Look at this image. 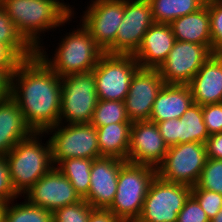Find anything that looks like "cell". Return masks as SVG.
Segmentation results:
<instances>
[{
    "label": "cell",
    "mask_w": 222,
    "mask_h": 222,
    "mask_svg": "<svg viewBox=\"0 0 222 222\" xmlns=\"http://www.w3.org/2000/svg\"><path fill=\"white\" fill-rule=\"evenodd\" d=\"M202 114L209 135L222 132V102L203 105Z\"/></svg>",
    "instance_id": "34"
},
{
    "label": "cell",
    "mask_w": 222,
    "mask_h": 222,
    "mask_svg": "<svg viewBox=\"0 0 222 222\" xmlns=\"http://www.w3.org/2000/svg\"><path fill=\"white\" fill-rule=\"evenodd\" d=\"M193 102L207 105L222 102V55L212 54L201 66L191 82Z\"/></svg>",
    "instance_id": "19"
},
{
    "label": "cell",
    "mask_w": 222,
    "mask_h": 222,
    "mask_svg": "<svg viewBox=\"0 0 222 222\" xmlns=\"http://www.w3.org/2000/svg\"><path fill=\"white\" fill-rule=\"evenodd\" d=\"M126 161L116 157L93 159L88 194L83 198L93 208L108 209L117 191L118 175Z\"/></svg>",
    "instance_id": "17"
},
{
    "label": "cell",
    "mask_w": 222,
    "mask_h": 222,
    "mask_svg": "<svg viewBox=\"0 0 222 222\" xmlns=\"http://www.w3.org/2000/svg\"><path fill=\"white\" fill-rule=\"evenodd\" d=\"M93 159L70 158L62 160L56 167L70 181L83 199L89 192Z\"/></svg>",
    "instance_id": "26"
},
{
    "label": "cell",
    "mask_w": 222,
    "mask_h": 222,
    "mask_svg": "<svg viewBox=\"0 0 222 222\" xmlns=\"http://www.w3.org/2000/svg\"><path fill=\"white\" fill-rule=\"evenodd\" d=\"M58 123L44 133H52V162L56 167L62 160L70 158L97 159L103 157L99 151L97 129L91 123Z\"/></svg>",
    "instance_id": "7"
},
{
    "label": "cell",
    "mask_w": 222,
    "mask_h": 222,
    "mask_svg": "<svg viewBox=\"0 0 222 222\" xmlns=\"http://www.w3.org/2000/svg\"><path fill=\"white\" fill-rule=\"evenodd\" d=\"M24 200L21 204H13L14 200L7 203L5 222H53V212Z\"/></svg>",
    "instance_id": "28"
},
{
    "label": "cell",
    "mask_w": 222,
    "mask_h": 222,
    "mask_svg": "<svg viewBox=\"0 0 222 222\" xmlns=\"http://www.w3.org/2000/svg\"><path fill=\"white\" fill-rule=\"evenodd\" d=\"M33 133L18 104L9 96L0 101V156Z\"/></svg>",
    "instance_id": "21"
},
{
    "label": "cell",
    "mask_w": 222,
    "mask_h": 222,
    "mask_svg": "<svg viewBox=\"0 0 222 222\" xmlns=\"http://www.w3.org/2000/svg\"><path fill=\"white\" fill-rule=\"evenodd\" d=\"M111 123H132L127 116L124 101L98 99L91 124L97 128Z\"/></svg>",
    "instance_id": "29"
},
{
    "label": "cell",
    "mask_w": 222,
    "mask_h": 222,
    "mask_svg": "<svg viewBox=\"0 0 222 222\" xmlns=\"http://www.w3.org/2000/svg\"><path fill=\"white\" fill-rule=\"evenodd\" d=\"M88 222H123L109 209L93 208L90 212Z\"/></svg>",
    "instance_id": "40"
},
{
    "label": "cell",
    "mask_w": 222,
    "mask_h": 222,
    "mask_svg": "<svg viewBox=\"0 0 222 222\" xmlns=\"http://www.w3.org/2000/svg\"><path fill=\"white\" fill-rule=\"evenodd\" d=\"M0 42L6 44L21 60L32 58L36 50L19 33L0 5Z\"/></svg>",
    "instance_id": "27"
},
{
    "label": "cell",
    "mask_w": 222,
    "mask_h": 222,
    "mask_svg": "<svg viewBox=\"0 0 222 222\" xmlns=\"http://www.w3.org/2000/svg\"><path fill=\"white\" fill-rule=\"evenodd\" d=\"M153 24L148 0H124V16L116 40L104 53L133 55Z\"/></svg>",
    "instance_id": "11"
},
{
    "label": "cell",
    "mask_w": 222,
    "mask_h": 222,
    "mask_svg": "<svg viewBox=\"0 0 222 222\" xmlns=\"http://www.w3.org/2000/svg\"><path fill=\"white\" fill-rule=\"evenodd\" d=\"M93 207L84 199L53 212V222H88Z\"/></svg>",
    "instance_id": "32"
},
{
    "label": "cell",
    "mask_w": 222,
    "mask_h": 222,
    "mask_svg": "<svg viewBox=\"0 0 222 222\" xmlns=\"http://www.w3.org/2000/svg\"><path fill=\"white\" fill-rule=\"evenodd\" d=\"M210 16V32L212 38L211 52L222 55V0L207 2Z\"/></svg>",
    "instance_id": "31"
},
{
    "label": "cell",
    "mask_w": 222,
    "mask_h": 222,
    "mask_svg": "<svg viewBox=\"0 0 222 222\" xmlns=\"http://www.w3.org/2000/svg\"><path fill=\"white\" fill-rule=\"evenodd\" d=\"M151 6L154 23L170 24L181 16L201 9L204 0H148Z\"/></svg>",
    "instance_id": "24"
},
{
    "label": "cell",
    "mask_w": 222,
    "mask_h": 222,
    "mask_svg": "<svg viewBox=\"0 0 222 222\" xmlns=\"http://www.w3.org/2000/svg\"><path fill=\"white\" fill-rule=\"evenodd\" d=\"M2 6L19 33L37 50L41 33L65 26L74 18V6L60 0H2ZM40 38V39H39Z\"/></svg>",
    "instance_id": "2"
},
{
    "label": "cell",
    "mask_w": 222,
    "mask_h": 222,
    "mask_svg": "<svg viewBox=\"0 0 222 222\" xmlns=\"http://www.w3.org/2000/svg\"><path fill=\"white\" fill-rule=\"evenodd\" d=\"M10 97L33 132H45L59 123L61 77L37 54L17 66L10 78Z\"/></svg>",
    "instance_id": "1"
},
{
    "label": "cell",
    "mask_w": 222,
    "mask_h": 222,
    "mask_svg": "<svg viewBox=\"0 0 222 222\" xmlns=\"http://www.w3.org/2000/svg\"><path fill=\"white\" fill-rule=\"evenodd\" d=\"M22 60L6 45L0 42V70L10 78Z\"/></svg>",
    "instance_id": "38"
},
{
    "label": "cell",
    "mask_w": 222,
    "mask_h": 222,
    "mask_svg": "<svg viewBox=\"0 0 222 222\" xmlns=\"http://www.w3.org/2000/svg\"><path fill=\"white\" fill-rule=\"evenodd\" d=\"M176 39L169 24L154 23L133 54L140 68L158 69L166 60Z\"/></svg>",
    "instance_id": "18"
},
{
    "label": "cell",
    "mask_w": 222,
    "mask_h": 222,
    "mask_svg": "<svg viewBox=\"0 0 222 222\" xmlns=\"http://www.w3.org/2000/svg\"><path fill=\"white\" fill-rule=\"evenodd\" d=\"M25 195L30 204L51 212L82 200L70 181L57 167H53L42 176Z\"/></svg>",
    "instance_id": "14"
},
{
    "label": "cell",
    "mask_w": 222,
    "mask_h": 222,
    "mask_svg": "<svg viewBox=\"0 0 222 222\" xmlns=\"http://www.w3.org/2000/svg\"><path fill=\"white\" fill-rule=\"evenodd\" d=\"M17 198L19 195L12 185L6 156H0V201L9 203Z\"/></svg>",
    "instance_id": "36"
},
{
    "label": "cell",
    "mask_w": 222,
    "mask_h": 222,
    "mask_svg": "<svg viewBox=\"0 0 222 222\" xmlns=\"http://www.w3.org/2000/svg\"><path fill=\"white\" fill-rule=\"evenodd\" d=\"M165 83L158 69L139 68L124 103L130 122L149 121L154 101Z\"/></svg>",
    "instance_id": "15"
},
{
    "label": "cell",
    "mask_w": 222,
    "mask_h": 222,
    "mask_svg": "<svg viewBox=\"0 0 222 222\" xmlns=\"http://www.w3.org/2000/svg\"><path fill=\"white\" fill-rule=\"evenodd\" d=\"M79 26L62 38L52 59L42 45L36 50V54L61 78L91 72L104 54L82 23Z\"/></svg>",
    "instance_id": "4"
},
{
    "label": "cell",
    "mask_w": 222,
    "mask_h": 222,
    "mask_svg": "<svg viewBox=\"0 0 222 222\" xmlns=\"http://www.w3.org/2000/svg\"><path fill=\"white\" fill-rule=\"evenodd\" d=\"M155 177V167L126 161L120 168L117 191L108 209L123 222H135Z\"/></svg>",
    "instance_id": "5"
},
{
    "label": "cell",
    "mask_w": 222,
    "mask_h": 222,
    "mask_svg": "<svg viewBox=\"0 0 222 222\" xmlns=\"http://www.w3.org/2000/svg\"><path fill=\"white\" fill-rule=\"evenodd\" d=\"M191 195L198 201L209 219H212L222 207V195L210 190L191 188Z\"/></svg>",
    "instance_id": "33"
},
{
    "label": "cell",
    "mask_w": 222,
    "mask_h": 222,
    "mask_svg": "<svg viewBox=\"0 0 222 222\" xmlns=\"http://www.w3.org/2000/svg\"><path fill=\"white\" fill-rule=\"evenodd\" d=\"M10 96V77L0 70V101Z\"/></svg>",
    "instance_id": "41"
},
{
    "label": "cell",
    "mask_w": 222,
    "mask_h": 222,
    "mask_svg": "<svg viewBox=\"0 0 222 222\" xmlns=\"http://www.w3.org/2000/svg\"><path fill=\"white\" fill-rule=\"evenodd\" d=\"M190 195L191 187L165 181L156 175L135 222H177L178 213Z\"/></svg>",
    "instance_id": "10"
},
{
    "label": "cell",
    "mask_w": 222,
    "mask_h": 222,
    "mask_svg": "<svg viewBox=\"0 0 222 222\" xmlns=\"http://www.w3.org/2000/svg\"><path fill=\"white\" fill-rule=\"evenodd\" d=\"M192 188L206 189L222 195V159L207 158L199 180Z\"/></svg>",
    "instance_id": "30"
},
{
    "label": "cell",
    "mask_w": 222,
    "mask_h": 222,
    "mask_svg": "<svg viewBox=\"0 0 222 222\" xmlns=\"http://www.w3.org/2000/svg\"><path fill=\"white\" fill-rule=\"evenodd\" d=\"M205 145L207 158L222 159V132L210 135Z\"/></svg>",
    "instance_id": "39"
},
{
    "label": "cell",
    "mask_w": 222,
    "mask_h": 222,
    "mask_svg": "<svg viewBox=\"0 0 222 222\" xmlns=\"http://www.w3.org/2000/svg\"><path fill=\"white\" fill-rule=\"evenodd\" d=\"M168 149L156 123L151 121L132 123L128 162L156 168L163 161Z\"/></svg>",
    "instance_id": "16"
},
{
    "label": "cell",
    "mask_w": 222,
    "mask_h": 222,
    "mask_svg": "<svg viewBox=\"0 0 222 222\" xmlns=\"http://www.w3.org/2000/svg\"><path fill=\"white\" fill-rule=\"evenodd\" d=\"M7 202L0 201V222H5Z\"/></svg>",
    "instance_id": "42"
},
{
    "label": "cell",
    "mask_w": 222,
    "mask_h": 222,
    "mask_svg": "<svg viewBox=\"0 0 222 222\" xmlns=\"http://www.w3.org/2000/svg\"><path fill=\"white\" fill-rule=\"evenodd\" d=\"M156 124L168 147L178 144L179 119H169Z\"/></svg>",
    "instance_id": "37"
},
{
    "label": "cell",
    "mask_w": 222,
    "mask_h": 222,
    "mask_svg": "<svg viewBox=\"0 0 222 222\" xmlns=\"http://www.w3.org/2000/svg\"><path fill=\"white\" fill-rule=\"evenodd\" d=\"M91 3L83 12L80 23L82 21L95 43L105 52L116 40L124 16V0H91Z\"/></svg>",
    "instance_id": "13"
},
{
    "label": "cell",
    "mask_w": 222,
    "mask_h": 222,
    "mask_svg": "<svg viewBox=\"0 0 222 222\" xmlns=\"http://www.w3.org/2000/svg\"><path fill=\"white\" fill-rule=\"evenodd\" d=\"M193 103L188 85L164 84L154 101L149 121L180 119Z\"/></svg>",
    "instance_id": "20"
},
{
    "label": "cell",
    "mask_w": 222,
    "mask_h": 222,
    "mask_svg": "<svg viewBox=\"0 0 222 222\" xmlns=\"http://www.w3.org/2000/svg\"><path fill=\"white\" fill-rule=\"evenodd\" d=\"M131 125L132 123H111L97 127L100 154L127 161Z\"/></svg>",
    "instance_id": "23"
},
{
    "label": "cell",
    "mask_w": 222,
    "mask_h": 222,
    "mask_svg": "<svg viewBox=\"0 0 222 222\" xmlns=\"http://www.w3.org/2000/svg\"><path fill=\"white\" fill-rule=\"evenodd\" d=\"M44 134L33 132L6 154L12 185L21 197L54 167L50 140L41 142Z\"/></svg>",
    "instance_id": "3"
},
{
    "label": "cell",
    "mask_w": 222,
    "mask_h": 222,
    "mask_svg": "<svg viewBox=\"0 0 222 222\" xmlns=\"http://www.w3.org/2000/svg\"><path fill=\"white\" fill-rule=\"evenodd\" d=\"M210 222H222V207L220 211L212 219H210Z\"/></svg>",
    "instance_id": "43"
},
{
    "label": "cell",
    "mask_w": 222,
    "mask_h": 222,
    "mask_svg": "<svg viewBox=\"0 0 222 222\" xmlns=\"http://www.w3.org/2000/svg\"><path fill=\"white\" fill-rule=\"evenodd\" d=\"M177 222H210L198 201L190 195L183 209L178 213Z\"/></svg>",
    "instance_id": "35"
},
{
    "label": "cell",
    "mask_w": 222,
    "mask_h": 222,
    "mask_svg": "<svg viewBox=\"0 0 222 222\" xmlns=\"http://www.w3.org/2000/svg\"><path fill=\"white\" fill-rule=\"evenodd\" d=\"M207 160L206 145L200 142L181 143L169 147L156 175L168 182L194 187Z\"/></svg>",
    "instance_id": "8"
},
{
    "label": "cell",
    "mask_w": 222,
    "mask_h": 222,
    "mask_svg": "<svg viewBox=\"0 0 222 222\" xmlns=\"http://www.w3.org/2000/svg\"><path fill=\"white\" fill-rule=\"evenodd\" d=\"M97 101L93 71L62 77L59 123H91Z\"/></svg>",
    "instance_id": "6"
},
{
    "label": "cell",
    "mask_w": 222,
    "mask_h": 222,
    "mask_svg": "<svg viewBox=\"0 0 222 222\" xmlns=\"http://www.w3.org/2000/svg\"><path fill=\"white\" fill-rule=\"evenodd\" d=\"M139 68L133 55L104 53L92 70L96 80L97 98L124 101L131 80Z\"/></svg>",
    "instance_id": "9"
},
{
    "label": "cell",
    "mask_w": 222,
    "mask_h": 222,
    "mask_svg": "<svg viewBox=\"0 0 222 222\" xmlns=\"http://www.w3.org/2000/svg\"><path fill=\"white\" fill-rule=\"evenodd\" d=\"M209 136L203 120L202 106L193 103L179 119L178 144L190 142L205 144Z\"/></svg>",
    "instance_id": "25"
},
{
    "label": "cell",
    "mask_w": 222,
    "mask_h": 222,
    "mask_svg": "<svg viewBox=\"0 0 222 222\" xmlns=\"http://www.w3.org/2000/svg\"><path fill=\"white\" fill-rule=\"evenodd\" d=\"M211 55L205 45L176 40L158 71L165 84L188 85Z\"/></svg>",
    "instance_id": "12"
},
{
    "label": "cell",
    "mask_w": 222,
    "mask_h": 222,
    "mask_svg": "<svg viewBox=\"0 0 222 222\" xmlns=\"http://www.w3.org/2000/svg\"><path fill=\"white\" fill-rule=\"evenodd\" d=\"M177 41L197 43L212 48L210 16L207 3L196 12L175 19L170 24Z\"/></svg>",
    "instance_id": "22"
}]
</instances>
